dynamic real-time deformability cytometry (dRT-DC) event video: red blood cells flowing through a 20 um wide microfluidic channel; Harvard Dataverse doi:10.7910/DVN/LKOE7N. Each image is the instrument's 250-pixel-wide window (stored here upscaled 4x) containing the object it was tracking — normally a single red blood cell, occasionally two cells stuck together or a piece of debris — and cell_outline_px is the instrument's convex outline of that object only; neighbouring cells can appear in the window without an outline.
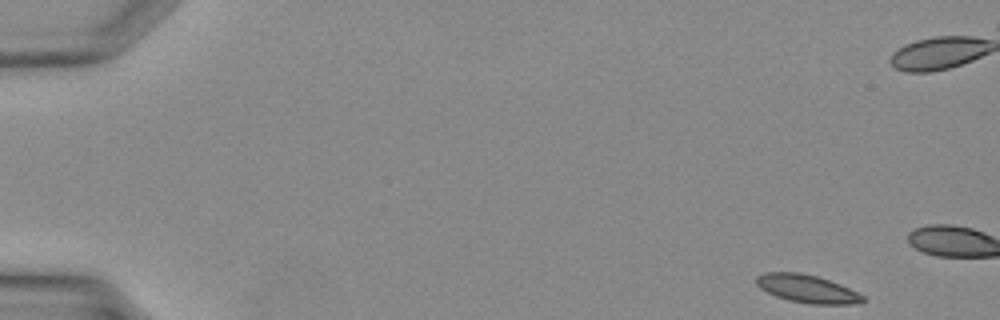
{"species": "Egyptian fruit bat (a non-hibernating species)", "species_latin": "Rousettus aegyptiacus", "temperature_condition": "warm", "stored_images_in_passage": 9, "camera_frame_rate_fps": 3000, "um_per_image_px": 0.085, "animal": {"sex": "female"}, "frame": {"image": 1, "passage_image": 1, "time_ms": 0.0, "image_size_px": [1000, 320], "cell_outline_px": [[864, 300], [856, 304], [808, 304], [788, 300], [776, 296], [760, 288], [756, 284], [756, 276], [764, 272], [800, 272], [816, 276], [840, 284], [864, 296]], "centroid_in_image_um": [68.57, 24.54], "position_along_channel_um": 16.4, "area_um2": 17.28}}